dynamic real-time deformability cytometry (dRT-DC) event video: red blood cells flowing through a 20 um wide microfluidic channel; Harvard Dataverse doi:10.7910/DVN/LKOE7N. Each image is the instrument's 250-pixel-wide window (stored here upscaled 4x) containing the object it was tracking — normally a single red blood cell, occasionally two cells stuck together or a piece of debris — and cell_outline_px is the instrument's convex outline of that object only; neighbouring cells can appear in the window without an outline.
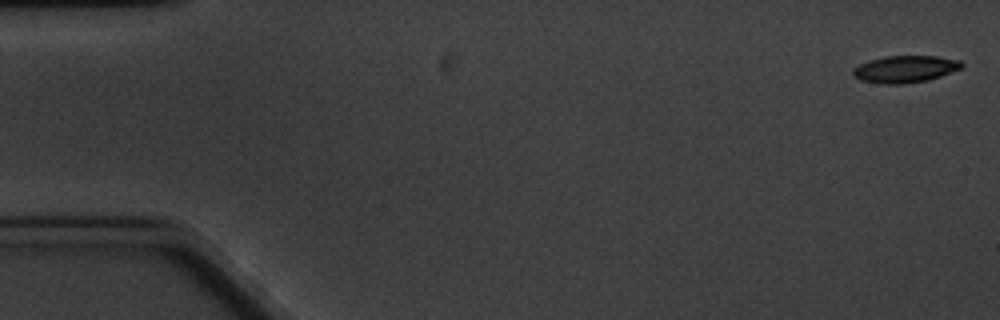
{"species": "common noctule bat (a hibernating species)", "species_latin": "Nyctalus noctula", "temperature_condition": "cold", "stored_images_in_passage": 5, "camera_frame_rate_fps": 3000, "um_per_image_px": 0.085, "animal": {"sex": "male", "body_mass_g": 20.1, "forearm_length_mm": 53.5}, "frame": {"image": 1, "passage_image": 1, "time_ms": 0.0, "image_size_px": [1000, 320], "cell_outline_px": [[964, 64], [960, 68], [940, 76], [928, 80], [904, 84], [884, 84], [860, 80], [852, 76], [852, 68], [868, 60], [884, 56], [936, 56], [960, 60]], "centroid_in_image_um": [76.88, 5.87], "position_along_channel_um": 8.1, "area_um2": 17.17}}
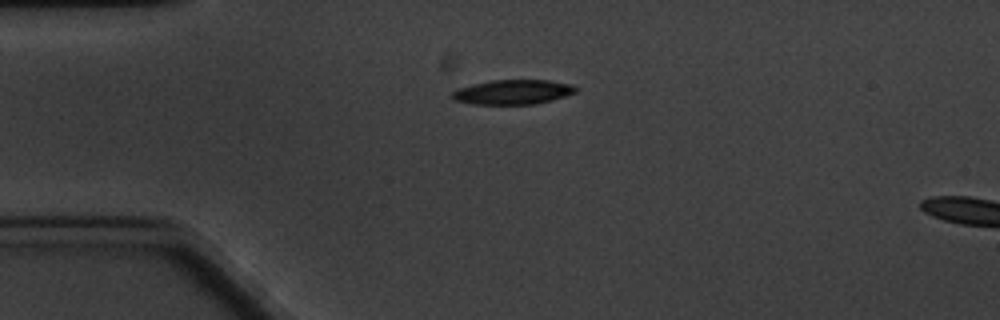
{"frame": {"image": 2, "passage_image": 5, "time_ms": 4.333, "image_size_px": [1000, 320], "cell_outline_px": [[576, 92], [552, 100], [536, 104], [472, 104], [452, 100], [452, 92], [456, 88], [472, 84], [492, 80], [548, 80], [572, 84], [576, 88]], "centroid_in_image_um": [43.55, 7.82], "position_along_channel_um": 41.4, "area_um2": 17.8}}